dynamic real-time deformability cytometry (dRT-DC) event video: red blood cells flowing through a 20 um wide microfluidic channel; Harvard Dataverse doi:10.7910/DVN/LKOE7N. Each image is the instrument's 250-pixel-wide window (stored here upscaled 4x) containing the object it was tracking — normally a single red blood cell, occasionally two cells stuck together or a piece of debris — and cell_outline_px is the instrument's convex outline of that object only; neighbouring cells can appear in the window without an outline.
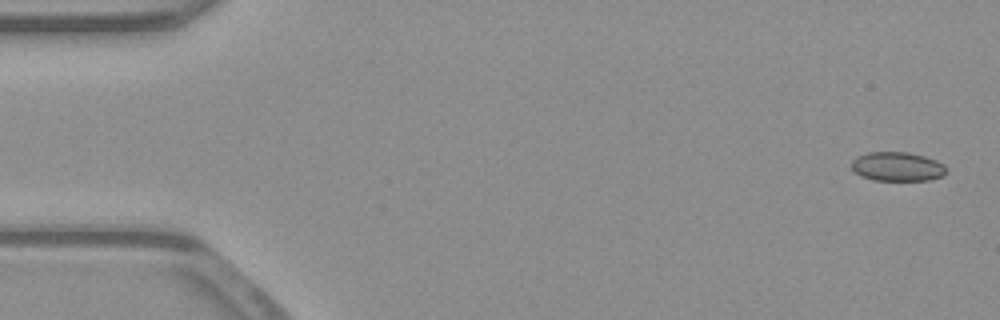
{"species": "common noctule bat (a hibernating species)", "species_latin": "Nyctalus noctula", "temperature_condition": "warm", "stored_images_in_passage": 53, "camera_frame_rate_fps": 3000, "um_per_image_px": 0.085, "animal": {"sex": "male", "body_mass_g": 23.1, "forearm_length_mm": 52.7}, "frame": {"image": 1, "passage_image": 2, "time_ms": 0.333, "image_size_px": [1000, 320], "cell_outline_px": [[948, 172], [944, 176], [928, 180], [872, 180], [860, 176], [852, 168], [852, 160], [856, 156], [868, 152], [908, 152], [924, 156], [936, 160], [944, 164], [948, 168]], "centroid_in_image_um": [76.31, 14.16], "position_along_channel_um": 8.7, "area_um2": 16.3}}
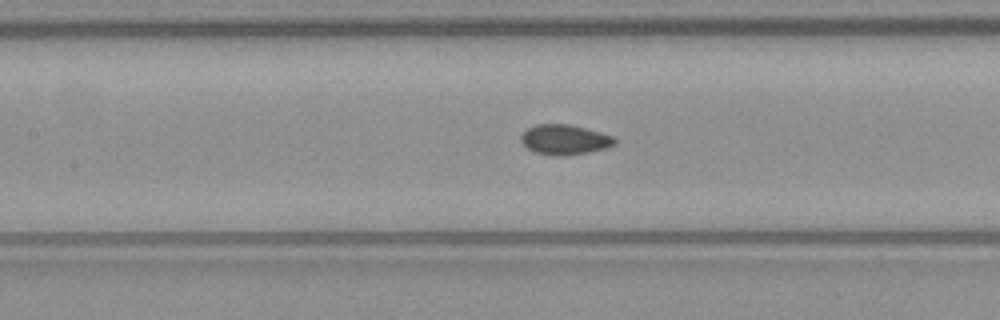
{"frame": {"image": 2, "passage_image": 24, "time_ms": 7.667, "image_size_px": [1000, 320], "cell_outline_px": [[616, 144], [604, 148], [588, 152], [564, 156], [552, 156], [532, 152], [520, 140], [520, 136], [528, 128], [536, 124], [568, 124], [600, 132], [612, 136], [616, 140]], "centroid_in_image_um": [47.96, 11.88], "position_along_channel_um": 159.4, "area_um2": 16.36}}
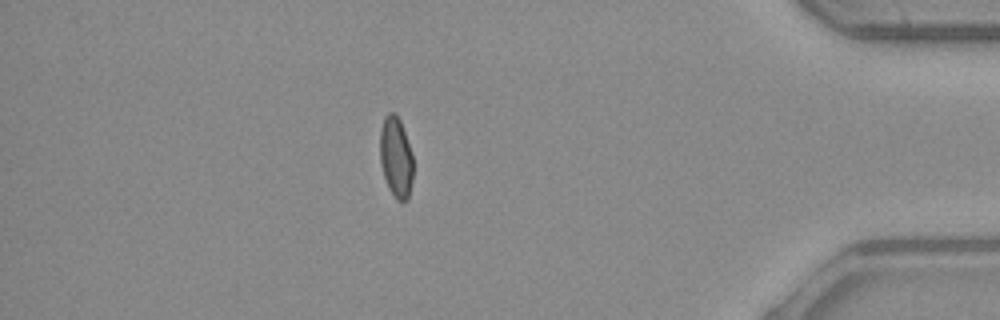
{"frame": {"image": 3, "passage_image": 46, "time_ms": 15.0, "image_size_px": [1000, 320], "cell_outline_px": [[412, 180], [408, 200], [396, 200], [388, 188], [380, 164], [380, 128], [384, 116], [388, 112], [396, 112], [400, 120], [412, 152]], "centroid_in_image_um": [33.64, 13.33], "position_along_channel_um": 401.6, "area_um2": 15.78}, "authors_computed_cell_mechanics": {"area_um2": 16.184, "velocity_mm_per_s": 3.9248, "shape_relaxation_time_tau1_ms": 7.8897, "shape_relaxation_time_tau2_ms": 0.7151, "deformation_change_tau1": 0.1261, "deformation_change_tau2": 0.0412}}